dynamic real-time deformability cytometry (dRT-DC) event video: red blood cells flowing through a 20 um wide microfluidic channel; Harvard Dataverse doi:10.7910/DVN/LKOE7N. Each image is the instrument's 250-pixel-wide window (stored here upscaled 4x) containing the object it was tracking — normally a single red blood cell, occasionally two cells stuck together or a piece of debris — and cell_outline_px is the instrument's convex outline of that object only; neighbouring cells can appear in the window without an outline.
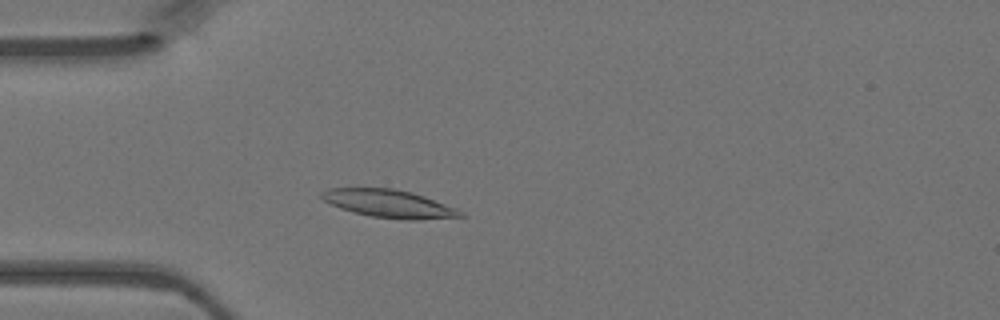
{"species": "Egyptian fruit bat (a non-hibernating species)", "species_latin": "Rousettus aegyptiacus", "temperature_condition": "warm", "stored_images_in_passage": 42, "camera_frame_rate_fps": 3000, "um_per_image_px": 0.085, "animal": {"sex": "female"}, "frame": {"image": 1, "passage_image": 8, "time_ms": 2.333, "image_size_px": [1000, 320], "cell_outline_px": [[464, 216], [416, 220], [400, 220], [372, 216], [352, 212], [340, 208], [324, 200], [320, 196], [320, 192], [328, 188], [392, 188], [412, 192], [424, 196], [456, 208], [464, 212]], "centroid_in_image_um": [33.06, 17.31], "position_along_channel_um": 51.9, "area_um2": 22.54}}
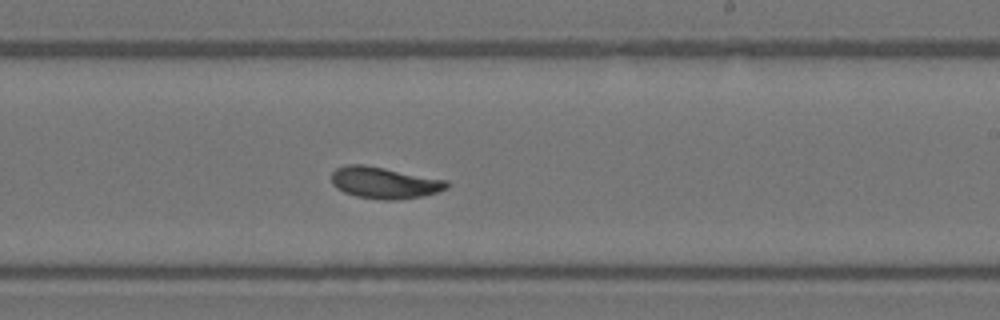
{"frame": {"image": 2, "passage_image": 23, "time_ms": 7.333, "image_size_px": [1000, 320], "cell_outline_px": [[448, 188], [436, 192], [420, 196], [396, 200], [384, 200], [356, 196], [344, 192], [336, 188], [332, 184], [332, 172], [336, 168], [348, 164], [364, 164], [448, 180]], "centroid_in_image_um": [32.65, 15.52], "position_along_channel_um": 256.3, "area_um2": 21.15}}
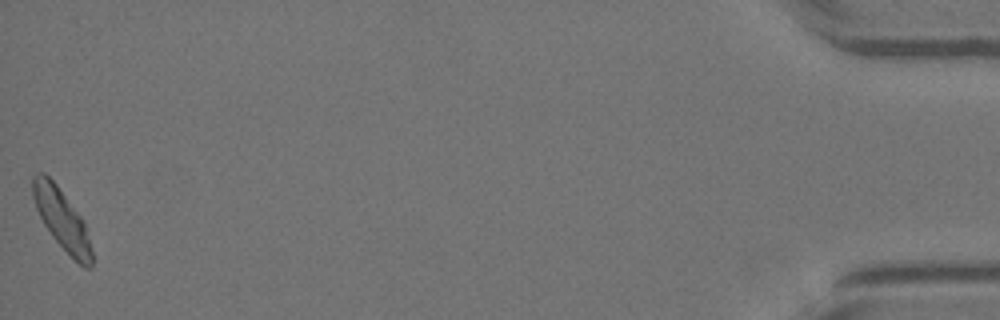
{"frame": {"image": 3, "passage_image": 42, "time_ms": 13.667, "image_size_px": [1000, 320], "cell_outline_px": [[92, 268], [84, 268], [52, 236], [44, 224], [36, 208], [32, 196], [32, 176], [36, 172], [44, 172], [56, 184], [84, 220], [92, 252]], "centroid_in_image_um": [5.24, 18.6], "position_along_channel_um": 430.0, "area_um2": 20.46}}